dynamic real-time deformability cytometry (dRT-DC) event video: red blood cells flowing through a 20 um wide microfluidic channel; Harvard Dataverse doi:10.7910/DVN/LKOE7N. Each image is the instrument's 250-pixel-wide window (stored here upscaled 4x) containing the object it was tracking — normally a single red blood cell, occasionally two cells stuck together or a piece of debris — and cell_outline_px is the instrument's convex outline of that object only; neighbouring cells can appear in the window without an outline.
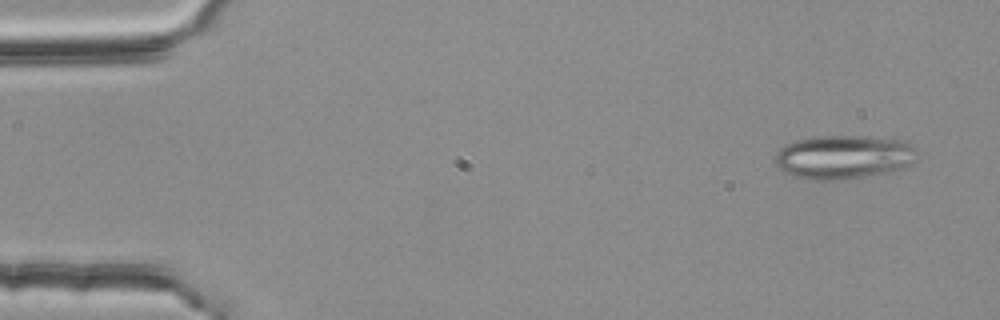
{"species": "common noctule bat (a hibernating species)", "species_latin": "Nyctalus noctula", "temperature_condition": "room temperature", "stored_images_in_passage": 3, "camera_frame_rate_fps": 3000, "um_per_image_px": 0.085, "animal": {"sex": "female", "body_mass_g": 25.1}, "frame": {"image": 1, "passage_image": 1, "time_ms": 0.0, "image_size_px": [1000, 320], "cell_outline_px": [[920, 156], [916, 160], [900, 168], [884, 172], [840, 180], [804, 180], [792, 176], [784, 172], [776, 164], [776, 152], [784, 144], [796, 140], [812, 136], [864, 136], [904, 140], [912, 144], [916, 148]], "centroid_in_image_um": [71.69, 13.33], "position_along_channel_um": 13.3, "area_um2": 36.53}}